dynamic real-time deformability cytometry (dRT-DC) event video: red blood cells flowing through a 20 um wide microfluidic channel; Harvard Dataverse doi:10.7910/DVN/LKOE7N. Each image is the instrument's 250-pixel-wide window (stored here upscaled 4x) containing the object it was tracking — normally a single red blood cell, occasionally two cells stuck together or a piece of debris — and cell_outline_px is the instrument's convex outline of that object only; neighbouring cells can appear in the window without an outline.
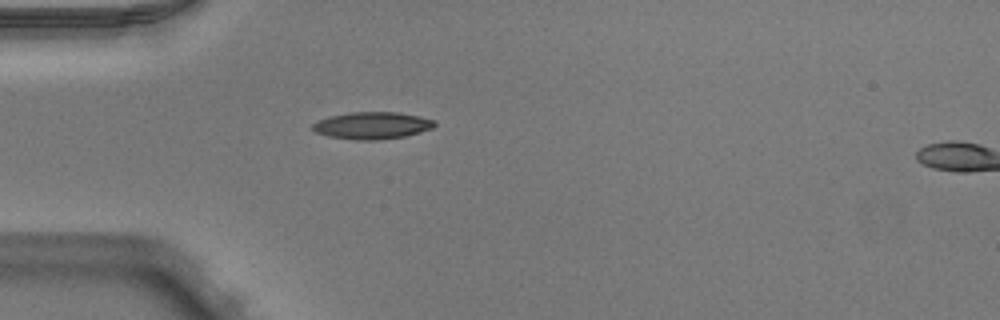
{"species": "Egyptian fruit bat (a non-hibernating species)", "species_latin": "Rousettus aegyptiacus", "temperature_condition": "warm", "stored_images_in_passage": 37, "camera_frame_rate_fps": 3000, "um_per_image_px": 0.085, "animal": {"sex": "male"}, "frame": {"image": 1, "passage_image": 1, "time_ms": 0.0, "image_size_px": [1000, 320], "cell_outline_px": [[436, 124], [432, 128], [420, 132], [404, 136], [380, 140], [352, 140], [328, 136], [316, 132], [312, 128], [312, 124], [316, 120], [328, 116], [352, 112], [396, 112], [420, 116], [436, 120]], "centroid_in_image_um": [31.62, 10.66], "position_along_channel_um": 53.4, "area_um2": 19.42}}
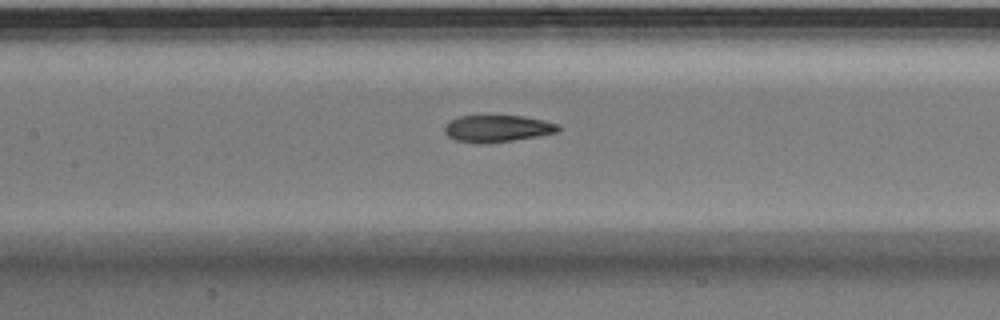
{"frame": {"image": 2, "passage_image": 10, "time_ms": 3.0, "image_size_px": [1000, 320], "cell_outline_px": [[560, 132], [512, 140], [456, 140], [448, 136], [444, 132], [444, 128], [452, 120], [460, 116], [524, 116], [556, 124], [560, 128]], "centroid_in_image_um": [42.32, 10.88], "position_along_channel_um": 165.1, "area_um2": 16.65}}
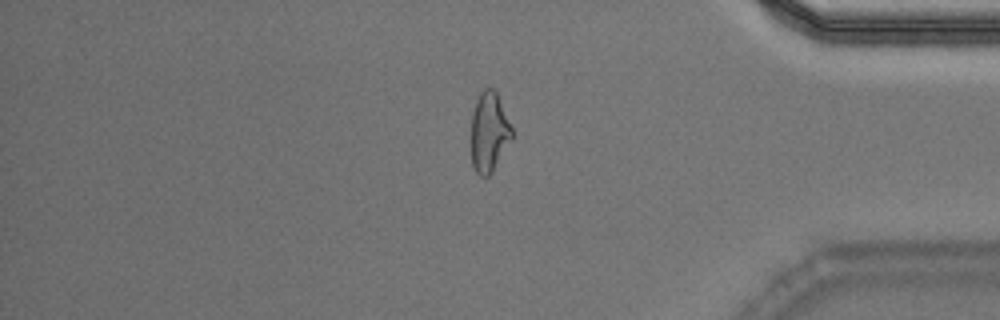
{"frame": {"image": 3, "passage_image": 29, "time_ms": 9.333, "image_size_px": [1000, 320], "cell_outline_px": [[512, 136], [492, 172], [488, 176], [480, 176], [476, 172], [472, 164], [472, 112], [476, 100], [480, 92], [484, 88], [492, 88], [496, 92], [512, 128]], "centroid_in_image_um": [41.55, 11.21], "position_along_channel_um": 393.6, "area_um2": 18.5}, "authors_computed_cell_mechanics": {"area_um2": 18.4382, "velocity_mm_per_s": 3.9932, "shape_relaxation_time_tau1_ms": null, "shape_relaxation_time_tau2_ms": 1.5649, "deformation_change_tau1": null, "deformation_change_tau2": 0.0863}}